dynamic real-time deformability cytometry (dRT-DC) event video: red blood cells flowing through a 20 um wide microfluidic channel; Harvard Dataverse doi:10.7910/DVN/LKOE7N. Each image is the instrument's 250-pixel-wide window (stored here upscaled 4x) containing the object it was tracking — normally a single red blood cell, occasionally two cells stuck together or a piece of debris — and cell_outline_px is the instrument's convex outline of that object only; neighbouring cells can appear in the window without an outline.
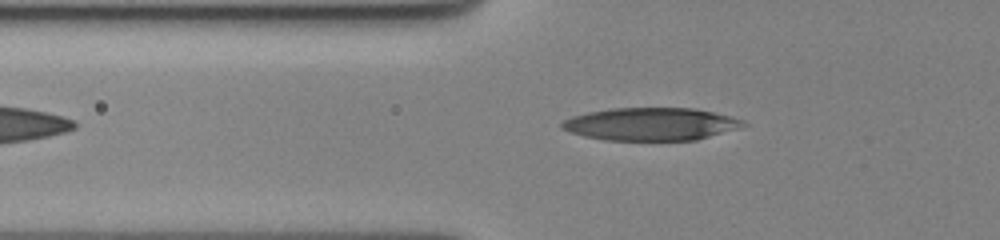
{"species": "human", "species_latin": "Homo sapiens", "temperature_condition": "cold", "stored_images_in_passage": 45, "camera_frame_rate_fps": 3000, "um_per_image_px": 0.085, "donor": {"sex": "female"}, "frame": {"image": 1, "passage_image": 9, "time_ms": 2.667, "image_size_px": [1000, 240], "cell_outline_px": [[748, 124], [736, 128], [696, 140], [604, 140], [584, 136], [560, 128], [560, 124], [564, 120], [572, 116], [588, 112], [612, 108], [696, 108], [744, 120]], "centroid_in_image_um": [55.28, 10.54], "position_along_channel_um": 70.5, "area_um2": 34.33}}
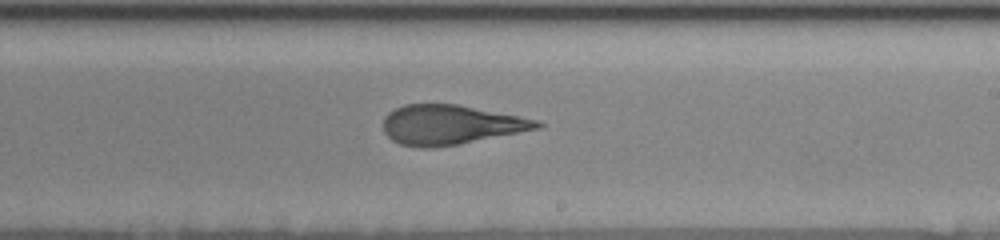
{"frame": {"image": 2, "passage_image": 25, "time_ms": 8.0, "image_size_px": [1000, 240], "cell_outline_px": [[544, 124], [540, 128], [460, 144], [432, 148], [420, 148], [400, 144], [392, 140], [384, 132], [384, 116], [388, 112], [404, 104], [456, 104], [540, 120]], "centroid_in_image_um": [38.29, 10.61], "position_along_channel_um": 250.7, "area_um2": 35.43}}
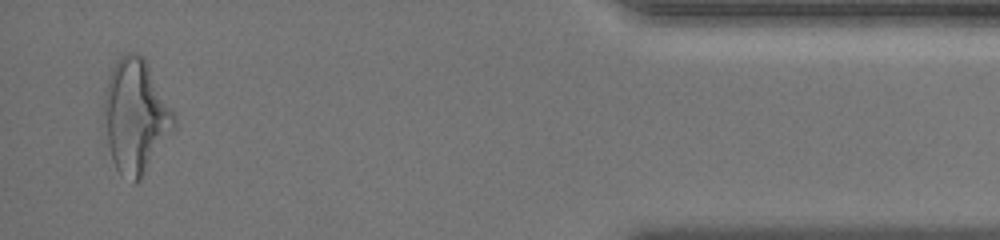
{"frame": {"image": 3, "passage_image": 44, "time_ms": 14.333, "image_size_px": [1000, 240], "cell_outline_px": [[176, 128], [140, 180], [136, 184], [132, 184], [120, 176], [112, 160], [108, 144], [104, 116], [104, 92], [108, 76], [116, 60], [124, 52], [132, 52], [144, 56], [176, 116]], "centroid_in_image_um": [11.53, 9.89], "position_along_channel_um": 423.7, "area_um2": 46.93}, "authors_computed_cell_mechanics": {"area_um2": 36.0672, "velocity_mm_per_s": 3.4949, "shape_relaxation_time_tau1_ms": 6.0389, "shape_relaxation_time_tau2_ms": 1.7627, "deformation_change_tau1": 0.2137, "deformation_change_tau2": 0.1097}}